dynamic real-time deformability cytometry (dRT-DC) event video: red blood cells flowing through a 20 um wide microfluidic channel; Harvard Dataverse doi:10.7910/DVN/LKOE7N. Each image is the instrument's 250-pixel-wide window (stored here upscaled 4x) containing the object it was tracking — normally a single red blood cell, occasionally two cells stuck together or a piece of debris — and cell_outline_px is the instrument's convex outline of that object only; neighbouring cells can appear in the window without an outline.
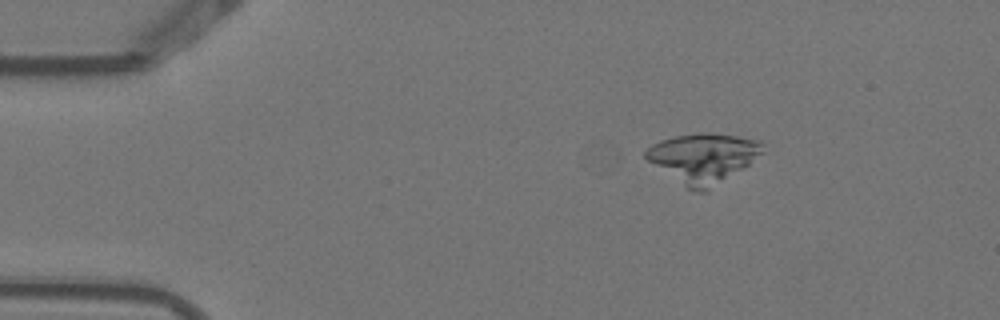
{"species": "Egyptian fruit bat (a non-hibernating species)", "species_latin": "Rousettus aegyptiacus", "temperature_condition": "warm", "stored_images_in_passage": 4, "camera_frame_rate_fps": 3000, "um_per_image_px": 0.085, "animal": {"sex": "female"}, "frame": {"image": 1, "passage_image": 2, "time_ms": 0.333, "image_size_px": [1000, 320], "cell_outline_px": [[764, 152], [744, 168], [708, 192], [700, 192], [688, 188], [648, 160], [644, 156], [644, 152], [652, 144], [660, 140], [676, 136], [700, 132], [708, 132], [736, 136], [760, 140], [764, 144]], "centroid_in_image_um": [59.82, 13.42], "position_along_channel_um": 25.2, "area_um2": 33.64}}